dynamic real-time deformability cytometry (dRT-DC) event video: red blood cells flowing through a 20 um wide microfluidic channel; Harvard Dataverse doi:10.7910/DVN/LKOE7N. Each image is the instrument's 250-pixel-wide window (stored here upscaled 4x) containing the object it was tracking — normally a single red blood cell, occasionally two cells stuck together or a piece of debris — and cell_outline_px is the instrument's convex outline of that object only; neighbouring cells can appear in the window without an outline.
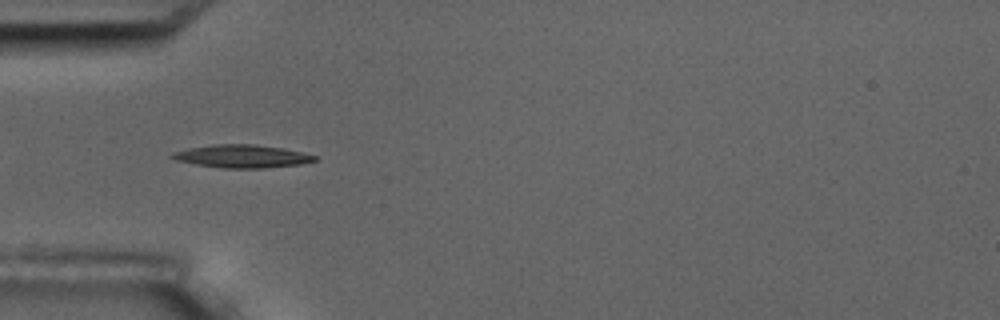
{"species": "common noctule bat (a hibernating species)", "species_latin": "Nyctalus noctula", "temperature_condition": "room temperature", "stored_images_in_passage": 9, "camera_frame_rate_fps": 3000, "um_per_image_px": 0.085, "animal": {"sex": "male", "body_mass_g": 17.5, "forearm_length_mm": 52.3}, "frame": {"image": 1, "passage_image": 6, "time_ms": 5.667, "image_size_px": [1000, 320], "cell_outline_px": [[316, 160], [300, 164], [264, 168], [224, 168], [196, 164], [176, 160], [168, 156], [172, 152], [188, 148], [212, 144], [252, 144], [284, 148], [316, 156]], "centroid_in_image_um": [20.52, 13.27], "position_along_channel_um": 64.5, "area_um2": 18.96}}
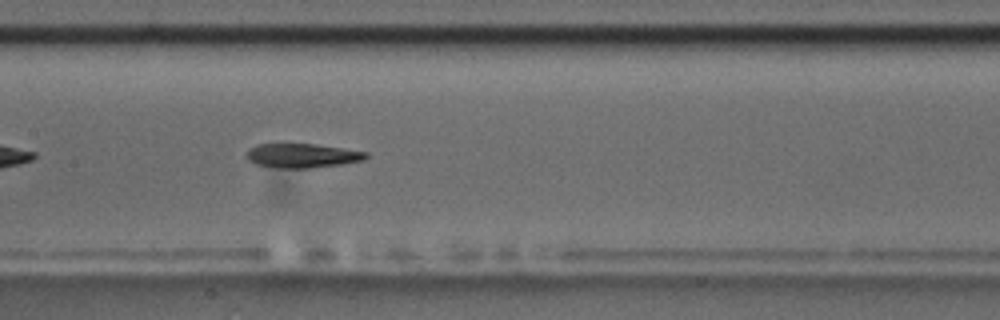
{"frame": {"image": 2, "passage_image": 9, "time_ms": 9.0, "image_size_px": [1000, 320], "cell_outline_px": [[368, 156], [364, 160], [340, 164], [308, 168], [276, 168], [256, 164], [248, 160], [244, 156], [244, 152], [248, 148], [256, 144], [316, 144], [344, 148], [368, 152]], "centroid_in_image_um": [25.63, 13.22], "position_along_channel_um": 181.8, "area_um2": 17.05}}